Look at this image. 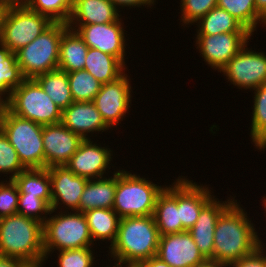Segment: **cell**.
<instances>
[{"label":"cell","instance_id":"cell-1","mask_svg":"<svg viewBox=\"0 0 266 267\" xmlns=\"http://www.w3.org/2000/svg\"><path fill=\"white\" fill-rule=\"evenodd\" d=\"M247 215L233 202L218 218L214 232L213 260L230 266L262 245Z\"/></svg>","mask_w":266,"mask_h":267},{"label":"cell","instance_id":"cell-2","mask_svg":"<svg viewBox=\"0 0 266 267\" xmlns=\"http://www.w3.org/2000/svg\"><path fill=\"white\" fill-rule=\"evenodd\" d=\"M0 255L41 266L45 258L43 223L18 213L0 218Z\"/></svg>","mask_w":266,"mask_h":267},{"label":"cell","instance_id":"cell-3","mask_svg":"<svg viewBox=\"0 0 266 267\" xmlns=\"http://www.w3.org/2000/svg\"><path fill=\"white\" fill-rule=\"evenodd\" d=\"M159 238L153 215L122 217L110 253L118 262L136 267L157 256Z\"/></svg>","mask_w":266,"mask_h":267},{"label":"cell","instance_id":"cell-4","mask_svg":"<svg viewBox=\"0 0 266 267\" xmlns=\"http://www.w3.org/2000/svg\"><path fill=\"white\" fill-rule=\"evenodd\" d=\"M67 28V23L54 22L36 39L15 52L24 78H35L58 69L61 36Z\"/></svg>","mask_w":266,"mask_h":267},{"label":"cell","instance_id":"cell-5","mask_svg":"<svg viewBox=\"0 0 266 267\" xmlns=\"http://www.w3.org/2000/svg\"><path fill=\"white\" fill-rule=\"evenodd\" d=\"M43 127L44 125L14 115L7 108L4 110L1 129L26 169L45 168Z\"/></svg>","mask_w":266,"mask_h":267},{"label":"cell","instance_id":"cell-6","mask_svg":"<svg viewBox=\"0 0 266 267\" xmlns=\"http://www.w3.org/2000/svg\"><path fill=\"white\" fill-rule=\"evenodd\" d=\"M126 171H117L113 210L122 217L154 214L157 196L164 188Z\"/></svg>","mask_w":266,"mask_h":267},{"label":"cell","instance_id":"cell-7","mask_svg":"<svg viewBox=\"0 0 266 267\" xmlns=\"http://www.w3.org/2000/svg\"><path fill=\"white\" fill-rule=\"evenodd\" d=\"M6 108L19 117L41 125L61 123L62 109L58 107L34 78L24 81L12 90Z\"/></svg>","mask_w":266,"mask_h":267},{"label":"cell","instance_id":"cell-8","mask_svg":"<svg viewBox=\"0 0 266 267\" xmlns=\"http://www.w3.org/2000/svg\"><path fill=\"white\" fill-rule=\"evenodd\" d=\"M92 236L83 212L55 215L43 223L45 258L54 247L59 251L90 247Z\"/></svg>","mask_w":266,"mask_h":267},{"label":"cell","instance_id":"cell-9","mask_svg":"<svg viewBox=\"0 0 266 267\" xmlns=\"http://www.w3.org/2000/svg\"><path fill=\"white\" fill-rule=\"evenodd\" d=\"M54 22L26 5L5 10L1 24L0 44L11 52L28 45Z\"/></svg>","mask_w":266,"mask_h":267},{"label":"cell","instance_id":"cell-10","mask_svg":"<svg viewBox=\"0 0 266 267\" xmlns=\"http://www.w3.org/2000/svg\"><path fill=\"white\" fill-rule=\"evenodd\" d=\"M221 71L235 86L256 89L266 83V56L244 46Z\"/></svg>","mask_w":266,"mask_h":267},{"label":"cell","instance_id":"cell-11","mask_svg":"<svg viewBox=\"0 0 266 267\" xmlns=\"http://www.w3.org/2000/svg\"><path fill=\"white\" fill-rule=\"evenodd\" d=\"M251 32H230L214 35H197V44L208 64L221 70L244 46Z\"/></svg>","mask_w":266,"mask_h":267},{"label":"cell","instance_id":"cell-12","mask_svg":"<svg viewBox=\"0 0 266 267\" xmlns=\"http://www.w3.org/2000/svg\"><path fill=\"white\" fill-rule=\"evenodd\" d=\"M131 86L127 75H122L112 82L102 84L101 89L93 99L97 110L108 127L119 123L130 107Z\"/></svg>","mask_w":266,"mask_h":267},{"label":"cell","instance_id":"cell-13","mask_svg":"<svg viewBox=\"0 0 266 267\" xmlns=\"http://www.w3.org/2000/svg\"><path fill=\"white\" fill-rule=\"evenodd\" d=\"M157 257L171 267H194L206 260L188 231L160 236Z\"/></svg>","mask_w":266,"mask_h":267},{"label":"cell","instance_id":"cell-14","mask_svg":"<svg viewBox=\"0 0 266 267\" xmlns=\"http://www.w3.org/2000/svg\"><path fill=\"white\" fill-rule=\"evenodd\" d=\"M43 147L45 152V168L64 166L84 140L70 131L62 123L44 125Z\"/></svg>","mask_w":266,"mask_h":267},{"label":"cell","instance_id":"cell-15","mask_svg":"<svg viewBox=\"0 0 266 267\" xmlns=\"http://www.w3.org/2000/svg\"><path fill=\"white\" fill-rule=\"evenodd\" d=\"M121 19L112 23L79 25L73 29L82 37L89 48L117 57L124 65L125 39Z\"/></svg>","mask_w":266,"mask_h":267},{"label":"cell","instance_id":"cell-16","mask_svg":"<svg viewBox=\"0 0 266 267\" xmlns=\"http://www.w3.org/2000/svg\"><path fill=\"white\" fill-rule=\"evenodd\" d=\"M51 181V212L58 207L59 200L72 211H79V202L89 179L75 175L65 165L48 168Z\"/></svg>","mask_w":266,"mask_h":267},{"label":"cell","instance_id":"cell-17","mask_svg":"<svg viewBox=\"0 0 266 267\" xmlns=\"http://www.w3.org/2000/svg\"><path fill=\"white\" fill-rule=\"evenodd\" d=\"M110 152L111 150L92 144L89 139H84L65 166L75 175L89 180L95 176L102 178L110 163Z\"/></svg>","mask_w":266,"mask_h":267},{"label":"cell","instance_id":"cell-18","mask_svg":"<svg viewBox=\"0 0 266 267\" xmlns=\"http://www.w3.org/2000/svg\"><path fill=\"white\" fill-rule=\"evenodd\" d=\"M233 203L217 202L214 197L201 209L194 226L188 230L199 251L206 259L213 260L214 232L219 216Z\"/></svg>","mask_w":266,"mask_h":267},{"label":"cell","instance_id":"cell-19","mask_svg":"<svg viewBox=\"0 0 266 267\" xmlns=\"http://www.w3.org/2000/svg\"><path fill=\"white\" fill-rule=\"evenodd\" d=\"M61 123L83 139H88L86 133L109 129L92 101H74L68 108L62 110Z\"/></svg>","mask_w":266,"mask_h":267},{"label":"cell","instance_id":"cell-20","mask_svg":"<svg viewBox=\"0 0 266 267\" xmlns=\"http://www.w3.org/2000/svg\"><path fill=\"white\" fill-rule=\"evenodd\" d=\"M153 217L160 236L186 231L179 215V179L157 196Z\"/></svg>","mask_w":266,"mask_h":267},{"label":"cell","instance_id":"cell-21","mask_svg":"<svg viewBox=\"0 0 266 267\" xmlns=\"http://www.w3.org/2000/svg\"><path fill=\"white\" fill-rule=\"evenodd\" d=\"M210 194L207 188L179 179V215L186 231L194 226L201 209L212 199Z\"/></svg>","mask_w":266,"mask_h":267},{"label":"cell","instance_id":"cell-22","mask_svg":"<svg viewBox=\"0 0 266 267\" xmlns=\"http://www.w3.org/2000/svg\"><path fill=\"white\" fill-rule=\"evenodd\" d=\"M117 11L110 0H73L67 26L72 28L73 20L80 21L78 25L112 23L119 19Z\"/></svg>","mask_w":266,"mask_h":267},{"label":"cell","instance_id":"cell-23","mask_svg":"<svg viewBox=\"0 0 266 267\" xmlns=\"http://www.w3.org/2000/svg\"><path fill=\"white\" fill-rule=\"evenodd\" d=\"M117 187V172L113 178L88 180L79 202V212L95 208L113 209Z\"/></svg>","mask_w":266,"mask_h":267},{"label":"cell","instance_id":"cell-24","mask_svg":"<svg viewBox=\"0 0 266 267\" xmlns=\"http://www.w3.org/2000/svg\"><path fill=\"white\" fill-rule=\"evenodd\" d=\"M71 30L68 27L63 32L59 50L58 69L67 73L84 70L89 48L77 31Z\"/></svg>","mask_w":266,"mask_h":267},{"label":"cell","instance_id":"cell-25","mask_svg":"<svg viewBox=\"0 0 266 267\" xmlns=\"http://www.w3.org/2000/svg\"><path fill=\"white\" fill-rule=\"evenodd\" d=\"M124 64L115 56L88 48L84 70L88 71L101 84L115 81L123 75Z\"/></svg>","mask_w":266,"mask_h":267},{"label":"cell","instance_id":"cell-26","mask_svg":"<svg viewBox=\"0 0 266 267\" xmlns=\"http://www.w3.org/2000/svg\"><path fill=\"white\" fill-rule=\"evenodd\" d=\"M19 194L38 196L51 206V181L48 168L25 169L13 179Z\"/></svg>","mask_w":266,"mask_h":267},{"label":"cell","instance_id":"cell-27","mask_svg":"<svg viewBox=\"0 0 266 267\" xmlns=\"http://www.w3.org/2000/svg\"><path fill=\"white\" fill-rule=\"evenodd\" d=\"M34 79L52 101L62 110L68 108L74 102L70 91L67 72L56 69L38 75Z\"/></svg>","mask_w":266,"mask_h":267},{"label":"cell","instance_id":"cell-28","mask_svg":"<svg viewBox=\"0 0 266 267\" xmlns=\"http://www.w3.org/2000/svg\"><path fill=\"white\" fill-rule=\"evenodd\" d=\"M113 209L95 208L84 212L92 239H111L114 243L119 229L120 217ZM118 216V217H117Z\"/></svg>","mask_w":266,"mask_h":267},{"label":"cell","instance_id":"cell-29","mask_svg":"<svg viewBox=\"0 0 266 267\" xmlns=\"http://www.w3.org/2000/svg\"><path fill=\"white\" fill-rule=\"evenodd\" d=\"M199 21L198 35L250 32L236 18L218 6L210 10Z\"/></svg>","mask_w":266,"mask_h":267},{"label":"cell","instance_id":"cell-30","mask_svg":"<svg viewBox=\"0 0 266 267\" xmlns=\"http://www.w3.org/2000/svg\"><path fill=\"white\" fill-rule=\"evenodd\" d=\"M0 94L8 92L11 96L12 90L17 88L23 81L21 69L17 64L16 53L0 44Z\"/></svg>","mask_w":266,"mask_h":267},{"label":"cell","instance_id":"cell-31","mask_svg":"<svg viewBox=\"0 0 266 267\" xmlns=\"http://www.w3.org/2000/svg\"><path fill=\"white\" fill-rule=\"evenodd\" d=\"M217 6L226 10L251 33L258 21L266 24V19L256 9L255 0H218Z\"/></svg>","mask_w":266,"mask_h":267},{"label":"cell","instance_id":"cell-32","mask_svg":"<svg viewBox=\"0 0 266 267\" xmlns=\"http://www.w3.org/2000/svg\"><path fill=\"white\" fill-rule=\"evenodd\" d=\"M70 91L75 102H91L102 84L88 71L78 70L67 73Z\"/></svg>","mask_w":266,"mask_h":267},{"label":"cell","instance_id":"cell-33","mask_svg":"<svg viewBox=\"0 0 266 267\" xmlns=\"http://www.w3.org/2000/svg\"><path fill=\"white\" fill-rule=\"evenodd\" d=\"M254 109L251 126V138L256 147L266 148V83L254 89Z\"/></svg>","mask_w":266,"mask_h":267},{"label":"cell","instance_id":"cell-34","mask_svg":"<svg viewBox=\"0 0 266 267\" xmlns=\"http://www.w3.org/2000/svg\"><path fill=\"white\" fill-rule=\"evenodd\" d=\"M26 6L53 22L67 23L73 8V0H27Z\"/></svg>","mask_w":266,"mask_h":267},{"label":"cell","instance_id":"cell-35","mask_svg":"<svg viewBox=\"0 0 266 267\" xmlns=\"http://www.w3.org/2000/svg\"><path fill=\"white\" fill-rule=\"evenodd\" d=\"M25 169L19 161L16 150L9 142L6 134L0 129V172H11L12 176L9 179L13 180Z\"/></svg>","mask_w":266,"mask_h":267},{"label":"cell","instance_id":"cell-36","mask_svg":"<svg viewBox=\"0 0 266 267\" xmlns=\"http://www.w3.org/2000/svg\"><path fill=\"white\" fill-rule=\"evenodd\" d=\"M44 212L51 214L50 206L38 196H28V194H19L17 213L25 217L45 222L46 217H40L38 213ZM34 214V215H33ZM38 214V215H37Z\"/></svg>","mask_w":266,"mask_h":267},{"label":"cell","instance_id":"cell-37","mask_svg":"<svg viewBox=\"0 0 266 267\" xmlns=\"http://www.w3.org/2000/svg\"><path fill=\"white\" fill-rule=\"evenodd\" d=\"M183 23H194L217 6L218 0H182Z\"/></svg>","mask_w":266,"mask_h":267},{"label":"cell","instance_id":"cell-38","mask_svg":"<svg viewBox=\"0 0 266 267\" xmlns=\"http://www.w3.org/2000/svg\"><path fill=\"white\" fill-rule=\"evenodd\" d=\"M59 267H91L93 254L89 247L59 251Z\"/></svg>","mask_w":266,"mask_h":267},{"label":"cell","instance_id":"cell-39","mask_svg":"<svg viewBox=\"0 0 266 267\" xmlns=\"http://www.w3.org/2000/svg\"><path fill=\"white\" fill-rule=\"evenodd\" d=\"M19 191L13 180L0 183V218L17 213Z\"/></svg>","mask_w":266,"mask_h":267},{"label":"cell","instance_id":"cell-40","mask_svg":"<svg viewBox=\"0 0 266 267\" xmlns=\"http://www.w3.org/2000/svg\"><path fill=\"white\" fill-rule=\"evenodd\" d=\"M263 248L258 246L251 254L240 258L231 264L232 267H266V256ZM262 251V252H261ZM264 255V256H262Z\"/></svg>","mask_w":266,"mask_h":267},{"label":"cell","instance_id":"cell-41","mask_svg":"<svg viewBox=\"0 0 266 267\" xmlns=\"http://www.w3.org/2000/svg\"><path fill=\"white\" fill-rule=\"evenodd\" d=\"M0 267H31V266L14 257L0 255Z\"/></svg>","mask_w":266,"mask_h":267},{"label":"cell","instance_id":"cell-42","mask_svg":"<svg viewBox=\"0 0 266 267\" xmlns=\"http://www.w3.org/2000/svg\"><path fill=\"white\" fill-rule=\"evenodd\" d=\"M116 7V5L118 6H142V5H151V3L153 4L154 0H110Z\"/></svg>","mask_w":266,"mask_h":267},{"label":"cell","instance_id":"cell-43","mask_svg":"<svg viewBox=\"0 0 266 267\" xmlns=\"http://www.w3.org/2000/svg\"><path fill=\"white\" fill-rule=\"evenodd\" d=\"M136 267H171V266L162 261L159 257L153 256L150 259L142 261Z\"/></svg>","mask_w":266,"mask_h":267},{"label":"cell","instance_id":"cell-44","mask_svg":"<svg viewBox=\"0 0 266 267\" xmlns=\"http://www.w3.org/2000/svg\"><path fill=\"white\" fill-rule=\"evenodd\" d=\"M27 0H0V6L5 9L25 6Z\"/></svg>","mask_w":266,"mask_h":267},{"label":"cell","instance_id":"cell-45","mask_svg":"<svg viewBox=\"0 0 266 267\" xmlns=\"http://www.w3.org/2000/svg\"><path fill=\"white\" fill-rule=\"evenodd\" d=\"M226 267L220 263H218L216 260H212V259H206L204 262L197 264L194 267Z\"/></svg>","mask_w":266,"mask_h":267},{"label":"cell","instance_id":"cell-46","mask_svg":"<svg viewBox=\"0 0 266 267\" xmlns=\"http://www.w3.org/2000/svg\"><path fill=\"white\" fill-rule=\"evenodd\" d=\"M257 11L266 19V0H255Z\"/></svg>","mask_w":266,"mask_h":267},{"label":"cell","instance_id":"cell-47","mask_svg":"<svg viewBox=\"0 0 266 267\" xmlns=\"http://www.w3.org/2000/svg\"><path fill=\"white\" fill-rule=\"evenodd\" d=\"M5 8L0 6V36H1V24H2V19H3V15L5 13Z\"/></svg>","mask_w":266,"mask_h":267},{"label":"cell","instance_id":"cell-48","mask_svg":"<svg viewBox=\"0 0 266 267\" xmlns=\"http://www.w3.org/2000/svg\"><path fill=\"white\" fill-rule=\"evenodd\" d=\"M1 98L2 97L0 96V109H6V100H3Z\"/></svg>","mask_w":266,"mask_h":267},{"label":"cell","instance_id":"cell-49","mask_svg":"<svg viewBox=\"0 0 266 267\" xmlns=\"http://www.w3.org/2000/svg\"><path fill=\"white\" fill-rule=\"evenodd\" d=\"M4 110L5 109H0V129H1V121H2V116H3Z\"/></svg>","mask_w":266,"mask_h":267},{"label":"cell","instance_id":"cell-50","mask_svg":"<svg viewBox=\"0 0 266 267\" xmlns=\"http://www.w3.org/2000/svg\"><path fill=\"white\" fill-rule=\"evenodd\" d=\"M122 263H116V264H114L116 267H122V265H121ZM126 267H128V264L126 265Z\"/></svg>","mask_w":266,"mask_h":267},{"label":"cell","instance_id":"cell-51","mask_svg":"<svg viewBox=\"0 0 266 267\" xmlns=\"http://www.w3.org/2000/svg\"><path fill=\"white\" fill-rule=\"evenodd\" d=\"M264 202H265V203H264V204H265L264 206H265V208H266V198L264 199ZM265 210H266V209H265Z\"/></svg>","mask_w":266,"mask_h":267}]
</instances>
